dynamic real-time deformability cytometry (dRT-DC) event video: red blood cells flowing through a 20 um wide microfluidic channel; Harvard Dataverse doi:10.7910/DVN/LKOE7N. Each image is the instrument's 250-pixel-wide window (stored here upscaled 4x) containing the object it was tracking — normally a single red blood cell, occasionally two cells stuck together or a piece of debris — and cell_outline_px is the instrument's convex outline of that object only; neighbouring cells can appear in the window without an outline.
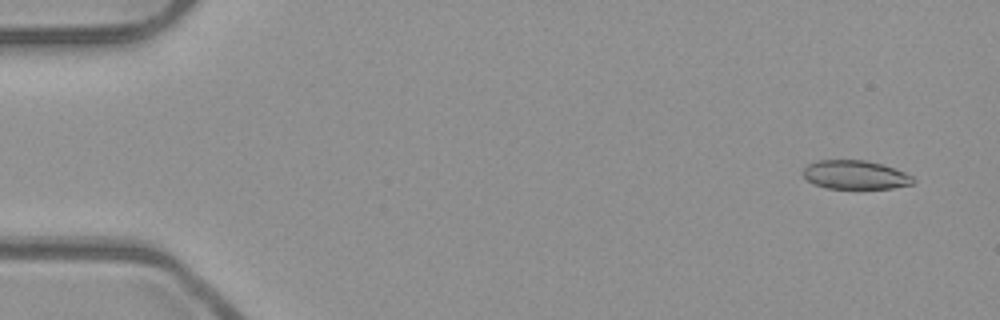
{"species": "common noctule bat (a hibernating species)", "species_latin": "Nyctalus noctula", "temperature_condition": "room temperature", "stored_images_in_passage": 11, "camera_frame_rate_fps": 3000, "um_per_image_px": 0.085, "animal": {"sex": "male", "body_mass_g": 23.1, "forearm_length_mm": 52.7}, "frame": {"image": 1, "passage_image": 2, "time_ms": 0.333, "image_size_px": [1000, 320], "cell_outline_px": [[916, 180], [912, 184], [892, 188], [828, 188], [816, 184], [808, 180], [804, 176], [804, 168], [808, 164], [816, 160], [868, 160], [884, 164], [904, 172], [912, 176]], "centroid_in_image_um": [72.73, 14.84], "position_along_channel_um": 12.3, "area_um2": 18.38}}